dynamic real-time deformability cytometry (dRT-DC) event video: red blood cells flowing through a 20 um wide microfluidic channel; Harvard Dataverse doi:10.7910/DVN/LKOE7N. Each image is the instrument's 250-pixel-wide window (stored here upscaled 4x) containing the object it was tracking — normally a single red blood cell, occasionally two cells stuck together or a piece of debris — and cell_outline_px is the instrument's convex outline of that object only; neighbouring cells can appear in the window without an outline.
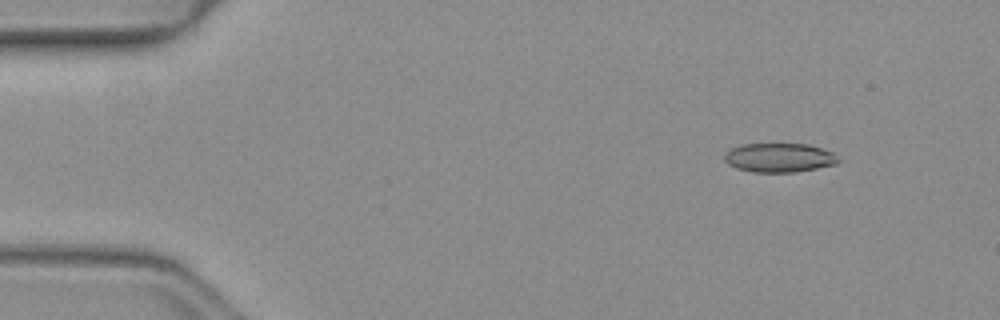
{"species": "common noctule bat (a hibernating species)", "species_latin": "Nyctalus noctula", "temperature_condition": "warm", "stored_images_in_passage": 50, "camera_frame_rate_fps": 3000, "um_per_image_px": 0.085, "animal": {"sex": "female", "body_mass_g": 19.3, "forearm_length_mm": 54.1}, "frame": {"image": 1, "passage_image": 5, "time_ms": 1.333, "image_size_px": [1000, 320], "cell_outline_px": [[840, 160], [836, 164], [796, 172], [752, 172], [736, 168], [728, 164], [724, 160], [724, 152], [740, 144], [808, 144], [832, 152]], "centroid_in_image_um": [66.19, 13.4], "position_along_channel_um": 18.8, "area_um2": 19.31}}
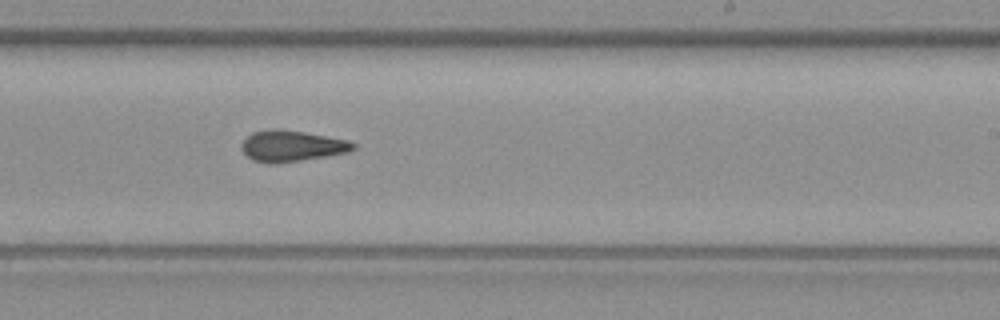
{"frame": {"image": 2, "passage_image": 30, "time_ms": 9.667, "image_size_px": [1000, 320], "cell_outline_px": [[356, 148], [348, 152], [276, 164], [268, 164], [252, 160], [244, 152], [244, 140], [252, 132], [268, 128], [276, 128], [304, 132], [348, 140], [356, 144]], "centroid_in_image_um": [24.8, 12.4], "position_along_channel_um": 264.2, "area_um2": 20.06}}
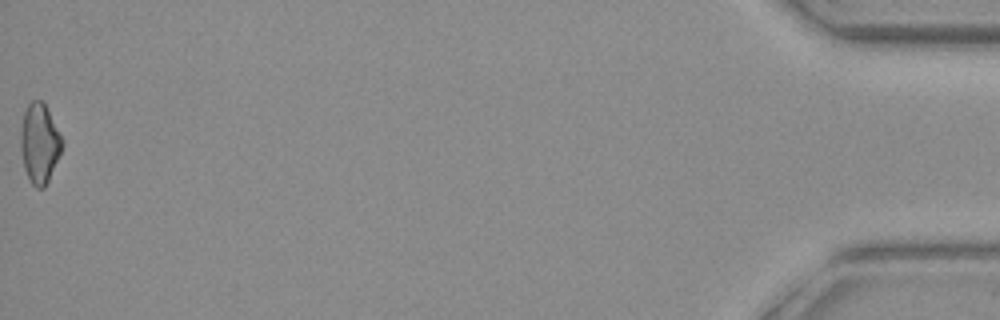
{"frame": {"image": 3, "passage_image": 50, "time_ms": 16.333, "image_size_px": [1000, 320], "cell_outline_px": [[64, 144], [48, 180], [44, 188], [36, 188], [32, 184], [24, 168], [20, 148], [20, 132], [24, 112], [28, 104], [32, 100], [40, 100], [44, 104], [64, 140]], "centroid_in_image_um": [3.35, 12.18], "position_along_channel_um": 431.8, "area_um2": 19.07}, "authors_computed_cell_mechanics": {"area_um2": 19.6231, "velocity_mm_per_s": 4.0894, "shape_relaxation_time_tau1_ms": null, "shape_relaxation_time_tau2_ms": 3.8986, "deformation_change_tau1": null, "deformation_change_tau2": 0.1427}}